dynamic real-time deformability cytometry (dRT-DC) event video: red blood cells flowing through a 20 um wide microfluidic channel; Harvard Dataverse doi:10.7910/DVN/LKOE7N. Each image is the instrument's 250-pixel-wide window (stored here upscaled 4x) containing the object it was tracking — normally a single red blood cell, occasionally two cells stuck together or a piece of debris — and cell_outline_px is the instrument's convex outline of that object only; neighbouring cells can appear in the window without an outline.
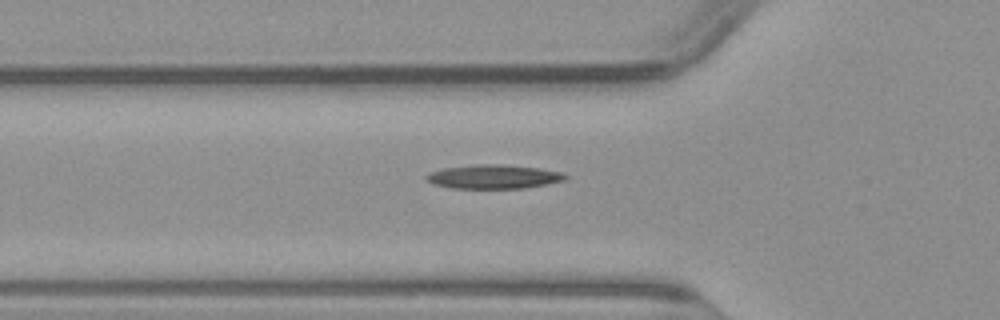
{"species": "common noctule bat (a hibernating species)", "species_latin": "Nyctalus noctula", "temperature_condition": "warm", "stored_images_in_passage": 39, "camera_frame_rate_fps": 3000, "um_per_image_px": 0.085, "animal": {"sex": "male", "body_mass_g": 23.1, "forearm_length_mm": 52.7}, "frame": {"image": 1, "passage_image": 7, "time_ms": 2.0, "image_size_px": [1000, 320], "cell_outline_px": [[568, 176], [564, 180], [548, 184], [524, 188], [452, 188], [432, 184], [424, 180], [424, 176], [432, 172], [444, 168], [480, 164], [504, 164], [540, 168], [564, 172]], "centroid_in_image_um": [41.97, 15.02], "position_along_channel_um": 83.8, "area_um2": 19.54}}
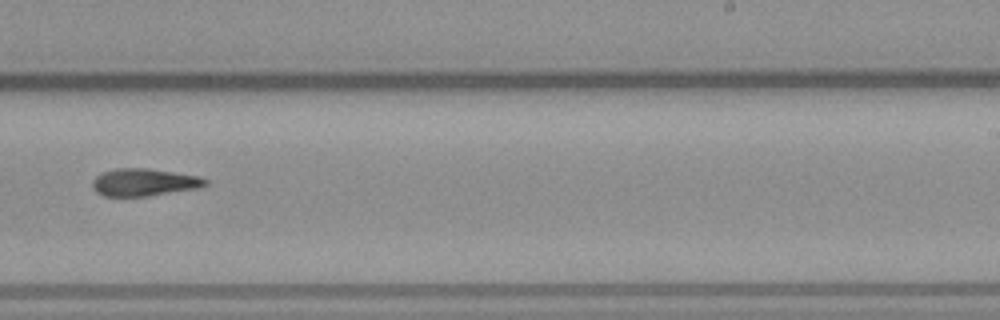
{"frame": {"image": 2, "passage_image": 21, "time_ms": 6.667, "image_size_px": [1000, 320], "cell_outline_px": [[208, 184], [200, 188], [148, 196], [104, 196], [96, 192], [92, 188], [92, 180], [100, 172], [116, 168], [148, 168], [200, 176], [208, 180]], "centroid_in_image_um": [12.24, 15.49], "position_along_channel_um": 276.8, "area_um2": 18.32}}
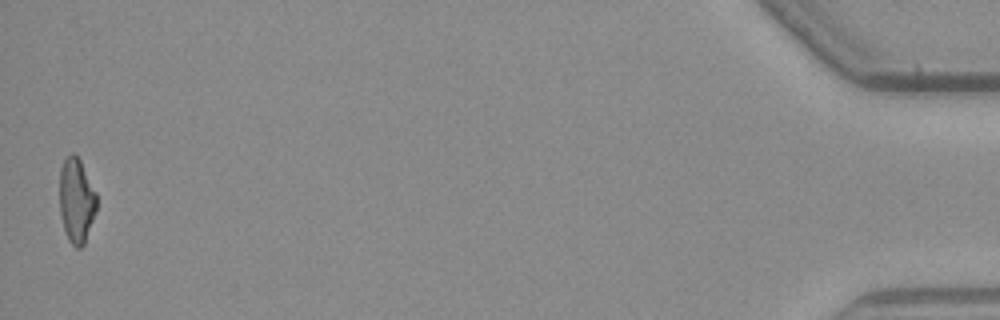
{"frame": {"image": 3, "passage_image": 39, "time_ms": 12.667, "image_size_px": [1000, 320], "cell_outline_px": [[96, 212], [84, 244], [80, 248], [76, 248], [68, 240], [64, 228], [60, 212], [60, 168], [64, 160], [72, 152], [80, 160], [96, 192]], "centroid_in_image_um": [6.5, 17.05], "position_along_channel_um": 428.7, "area_um2": 18.15}}